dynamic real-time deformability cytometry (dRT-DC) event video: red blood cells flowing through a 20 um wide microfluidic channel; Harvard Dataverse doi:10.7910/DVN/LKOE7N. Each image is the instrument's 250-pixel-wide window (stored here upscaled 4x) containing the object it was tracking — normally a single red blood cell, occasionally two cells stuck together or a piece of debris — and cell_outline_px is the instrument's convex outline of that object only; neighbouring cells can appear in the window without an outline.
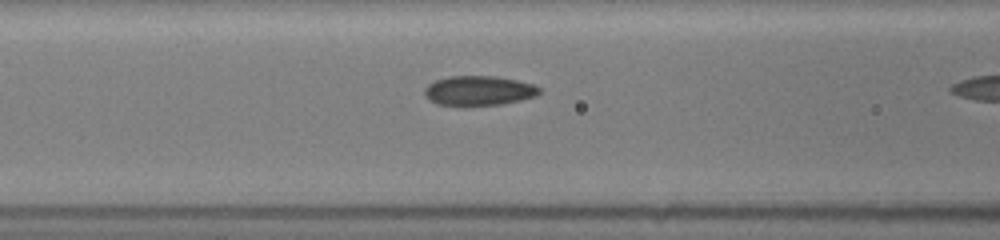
{"species": "common noctule bat (a hibernating species)", "species_latin": "Nyctalus noctula", "temperature_condition": "room temperature", "stored_images_in_passage": 10, "camera_frame_rate_fps": 3000, "um_per_image_px": 0.085, "animal": {"sex": "female", "body_mass_g": 19.5, "forearm_length_mm": 54.1}, "frame": {"image": 1, "passage_image": 9, "time_ms": 3.0, "image_size_px": [1000, 240], "cell_outline_px": [[540, 92], [536, 96], [504, 104], [464, 108], [436, 104], [428, 100], [424, 96], [424, 88], [428, 84], [436, 80], [448, 76], [496, 76], [516, 80], [532, 84], [540, 88]], "centroid_in_image_um": [40.63, 7.75], "position_along_channel_um": 126.0, "area_um2": 20.58}}